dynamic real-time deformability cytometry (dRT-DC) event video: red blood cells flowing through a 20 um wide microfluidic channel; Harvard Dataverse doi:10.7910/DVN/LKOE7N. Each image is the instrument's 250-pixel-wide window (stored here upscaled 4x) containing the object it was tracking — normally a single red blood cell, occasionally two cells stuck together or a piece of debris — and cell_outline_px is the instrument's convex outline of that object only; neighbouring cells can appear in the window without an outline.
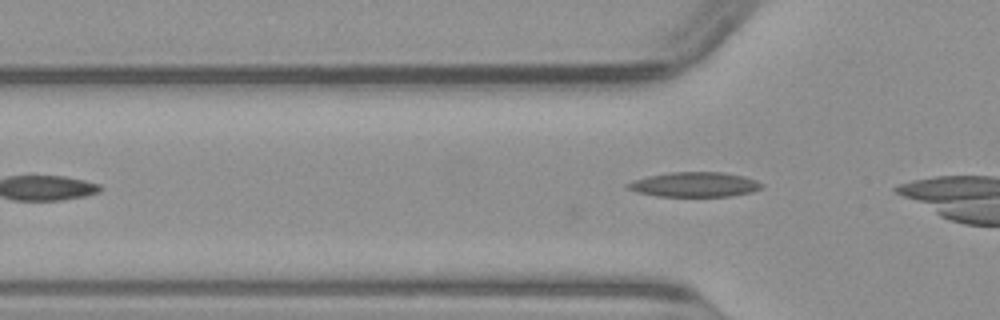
{"species": "common noctule bat (a hibernating species)", "species_latin": "Nyctalus noctula", "temperature_condition": "warm", "stored_images_in_passage": 9, "camera_frame_rate_fps": 3000, "um_per_image_px": 0.085, "animal": {"sex": "male", "body_mass_g": 23.1, "forearm_length_mm": 52.7}, "frame": {"image": 1, "passage_image": 3, "time_ms": 0.667, "image_size_px": [1000, 320], "cell_outline_px": [[764, 184], [760, 188], [752, 192], [732, 196], [656, 196], [636, 192], [628, 188], [624, 184], [632, 180], [648, 176], [672, 172], [724, 172], [744, 176], [756, 180]], "centroid_in_image_um": [59.03, 15.68], "position_along_channel_um": 66.8, "area_um2": 19.42}}
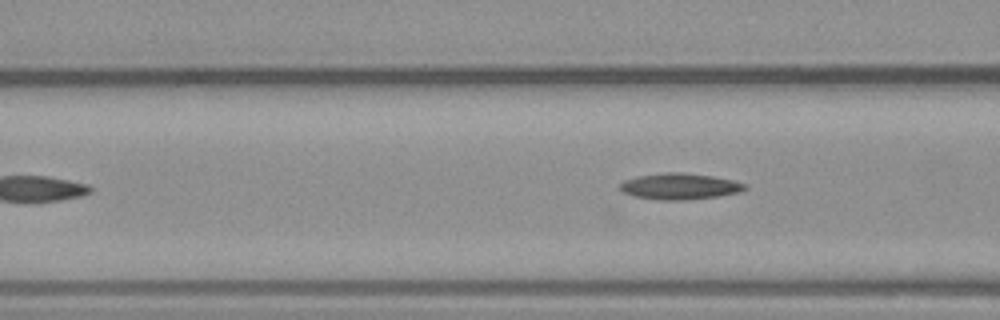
{"frame": {"image": 2, "passage_image": 6, "time_ms": 1.667, "image_size_px": [1000, 320], "cell_outline_px": [[748, 188], [740, 192], [716, 196], [688, 200], [660, 200], [632, 196], [624, 192], [620, 188], [620, 184], [624, 180], [636, 176], [664, 172], [684, 172], [712, 176], [732, 180], [744, 184]], "centroid_in_image_um": [57.75, 15.83], "position_along_channel_um": 108.9, "area_um2": 19.07}}